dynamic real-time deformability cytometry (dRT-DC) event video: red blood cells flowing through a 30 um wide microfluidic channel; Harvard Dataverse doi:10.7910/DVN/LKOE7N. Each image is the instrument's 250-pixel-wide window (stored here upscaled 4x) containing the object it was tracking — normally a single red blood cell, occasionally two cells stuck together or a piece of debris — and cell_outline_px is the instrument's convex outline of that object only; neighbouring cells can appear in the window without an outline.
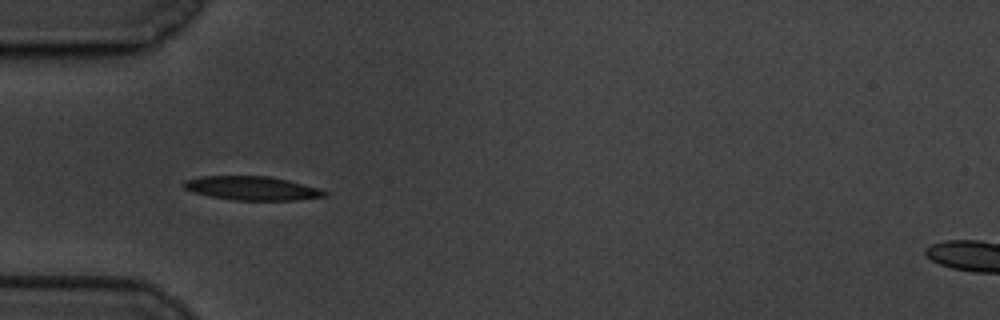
{"species": "common noctule bat (a hibernating species)", "species_latin": "Nyctalus noctula", "temperature_condition": "cold", "stored_images_in_passage": 42, "camera_frame_rate_fps": 3000, "um_per_image_px": 0.085, "animal": {"sex": "male", "body_mass_g": 19.5, "forearm_length_mm": 54.6}, "frame": {"image": 1, "passage_image": 1, "time_ms": 0.0, "image_size_px": [1000, 320], "cell_outline_px": [[328, 196], [296, 200], [232, 200], [192, 192], [184, 188], [184, 180], [200, 176], [272, 176], [288, 180], [316, 188], [328, 192]], "centroid_in_image_um": [21.41, 16.0], "position_along_channel_um": 63.6, "area_um2": 19.48}}
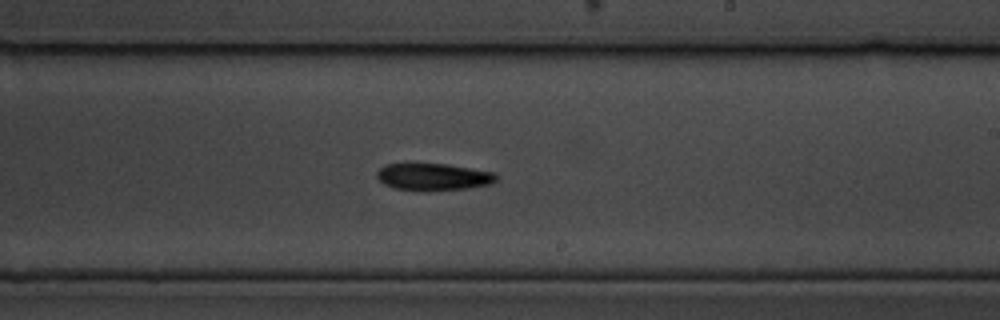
{"frame": {"image": 2, "passage_image": 18, "time_ms": 5.667, "image_size_px": [1000, 320], "cell_outline_px": [[496, 180], [492, 184], [468, 188], [392, 188], [384, 184], [376, 176], [376, 172], [384, 164], [448, 164], [496, 172]], "centroid_in_image_um": [36.86, 14.98], "position_along_channel_um": 252.1, "area_um2": 18.09}}
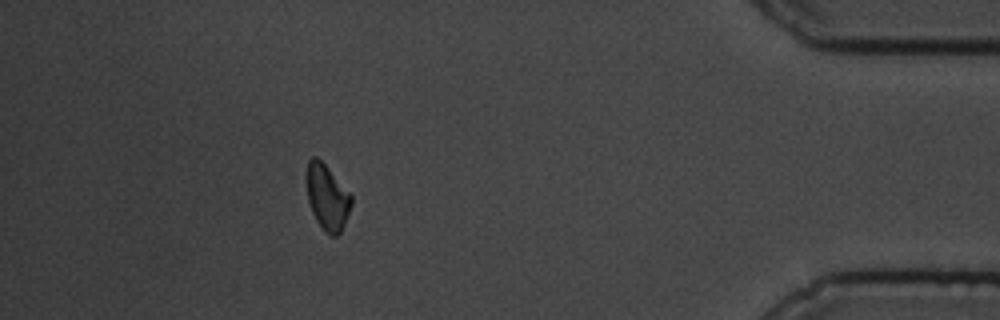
{"frame": {"image": 3, "passage_image": 36, "time_ms": 11.667, "image_size_px": [1000, 320], "cell_outline_px": [[352, 204], [344, 224], [340, 232], [336, 236], [328, 236], [324, 232], [316, 220], [312, 212], [308, 200], [304, 176], [308, 160], [312, 156], [316, 156], [328, 168], [352, 196]], "centroid_in_image_um": [27.77, 16.76], "position_along_channel_um": 407.4, "area_um2": 17.28}, "authors_computed_cell_mechanics": {"area_um2": 18.3226, "velocity_mm_per_s": 3.3653, "shape_relaxation_time_tau1_ms": 2.5521, "shape_relaxation_time_tau2_ms": null, "deformation_change_tau1": 0.088, "deformation_change_tau2": null}}